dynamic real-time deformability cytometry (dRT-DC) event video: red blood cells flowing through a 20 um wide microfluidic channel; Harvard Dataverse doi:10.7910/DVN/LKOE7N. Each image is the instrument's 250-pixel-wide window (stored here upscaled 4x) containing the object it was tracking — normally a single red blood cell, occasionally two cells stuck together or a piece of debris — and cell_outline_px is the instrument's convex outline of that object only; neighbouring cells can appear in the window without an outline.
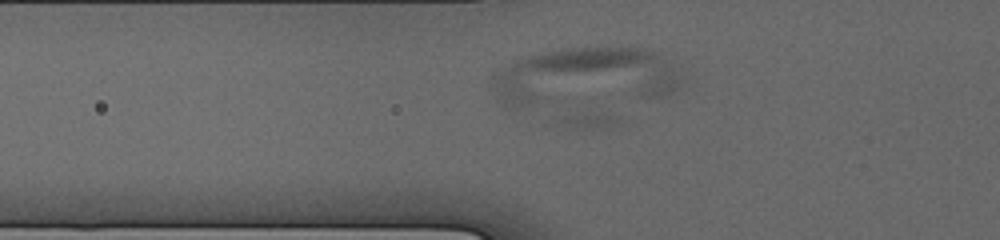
{"species": "human", "species_latin": "Homo sapiens", "temperature_condition": "cold", "stored_images_in_passage": 7, "camera_frame_rate_fps": 3000, "um_per_image_px": 0.085, "donor": {"sex": "male"}, "frame": {"image": 1, "passage_image": 7, "time_ms": 3.333, "image_size_px": [1000, 240], "cell_outline_px": [[688, 80], [684, 84], [664, 96], [520, 108], [504, 108], [496, 100], [488, 84], [492, 76], [508, 64], [528, 56], [544, 52], [568, 48], [640, 48], [652, 52], [660, 56]], "centroid_in_image_um": [49.63, 6.59], "position_along_channel_um": 76.2, "area_um2": 65.14}}